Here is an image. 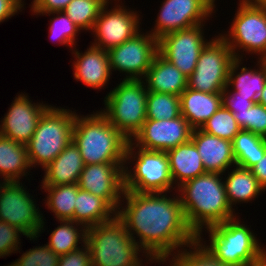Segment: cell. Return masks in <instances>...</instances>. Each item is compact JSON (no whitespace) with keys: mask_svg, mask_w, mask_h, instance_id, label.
Listing matches in <instances>:
<instances>
[{"mask_svg":"<svg viewBox=\"0 0 266 266\" xmlns=\"http://www.w3.org/2000/svg\"><path fill=\"white\" fill-rule=\"evenodd\" d=\"M121 203L117 217L143 252L160 263L197 238L186 223L179 194L171 198L166 192L124 190Z\"/></svg>","mask_w":266,"mask_h":266,"instance_id":"6da1fadb","label":"cell"},{"mask_svg":"<svg viewBox=\"0 0 266 266\" xmlns=\"http://www.w3.org/2000/svg\"><path fill=\"white\" fill-rule=\"evenodd\" d=\"M222 179L220 173L206 172L175 189L186 223L196 236L203 235V229L236 217L235 209L227 200Z\"/></svg>","mask_w":266,"mask_h":266,"instance_id":"7a4b0ae2","label":"cell"},{"mask_svg":"<svg viewBox=\"0 0 266 266\" xmlns=\"http://www.w3.org/2000/svg\"><path fill=\"white\" fill-rule=\"evenodd\" d=\"M73 141L84 165L125 163L129 140L100 111L86 116L76 113Z\"/></svg>","mask_w":266,"mask_h":266,"instance_id":"3957f363","label":"cell"},{"mask_svg":"<svg viewBox=\"0 0 266 266\" xmlns=\"http://www.w3.org/2000/svg\"><path fill=\"white\" fill-rule=\"evenodd\" d=\"M239 217L207 228L209 244L197 239L222 263L232 266H266V249ZM242 222V223H241ZM244 223V224H243Z\"/></svg>","mask_w":266,"mask_h":266,"instance_id":"277c9868","label":"cell"},{"mask_svg":"<svg viewBox=\"0 0 266 266\" xmlns=\"http://www.w3.org/2000/svg\"><path fill=\"white\" fill-rule=\"evenodd\" d=\"M86 244L92 266H141L140 253L148 259L147 264L151 261L161 264L143 252L117 216L109 222L87 228Z\"/></svg>","mask_w":266,"mask_h":266,"instance_id":"5b68a950","label":"cell"},{"mask_svg":"<svg viewBox=\"0 0 266 266\" xmlns=\"http://www.w3.org/2000/svg\"><path fill=\"white\" fill-rule=\"evenodd\" d=\"M76 112L51 106L40 118L38 126L26 144L31 167L44 169L73 140Z\"/></svg>","mask_w":266,"mask_h":266,"instance_id":"8992f818","label":"cell"},{"mask_svg":"<svg viewBox=\"0 0 266 266\" xmlns=\"http://www.w3.org/2000/svg\"><path fill=\"white\" fill-rule=\"evenodd\" d=\"M130 162L134 165L132 170L127 166ZM173 186L167 153L142 149L129 140L125 156L124 190L170 193L176 188Z\"/></svg>","mask_w":266,"mask_h":266,"instance_id":"52a82bcc","label":"cell"},{"mask_svg":"<svg viewBox=\"0 0 266 266\" xmlns=\"http://www.w3.org/2000/svg\"><path fill=\"white\" fill-rule=\"evenodd\" d=\"M147 94L143 79H123L105 96V108L100 112L128 140H132L146 121Z\"/></svg>","mask_w":266,"mask_h":266,"instance_id":"ba28073f","label":"cell"},{"mask_svg":"<svg viewBox=\"0 0 266 266\" xmlns=\"http://www.w3.org/2000/svg\"><path fill=\"white\" fill-rule=\"evenodd\" d=\"M238 6L230 31L218 35L228 44L236 58L243 59V54L238 53L242 50L247 54L258 55L257 59L266 57V6Z\"/></svg>","mask_w":266,"mask_h":266,"instance_id":"9c48e42d","label":"cell"},{"mask_svg":"<svg viewBox=\"0 0 266 266\" xmlns=\"http://www.w3.org/2000/svg\"><path fill=\"white\" fill-rule=\"evenodd\" d=\"M23 185L20 181L0 183V221L18 228L30 240H37L45 230V218Z\"/></svg>","mask_w":266,"mask_h":266,"instance_id":"30bf717a","label":"cell"},{"mask_svg":"<svg viewBox=\"0 0 266 266\" xmlns=\"http://www.w3.org/2000/svg\"><path fill=\"white\" fill-rule=\"evenodd\" d=\"M200 53L187 88L205 93H221L227 87L229 70L236 59L228 44L218 35Z\"/></svg>","mask_w":266,"mask_h":266,"instance_id":"8fae6325","label":"cell"},{"mask_svg":"<svg viewBox=\"0 0 266 266\" xmlns=\"http://www.w3.org/2000/svg\"><path fill=\"white\" fill-rule=\"evenodd\" d=\"M215 8V0H164L154 29L148 32L158 40L165 34L205 24Z\"/></svg>","mask_w":266,"mask_h":266,"instance_id":"7c38bea8","label":"cell"},{"mask_svg":"<svg viewBox=\"0 0 266 266\" xmlns=\"http://www.w3.org/2000/svg\"><path fill=\"white\" fill-rule=\"evenodd\" d=\"M158 54V40L149 32L134 37L108 51L111 72L125 73L126 80H142Z\"/></svg>","mask_w":266,"mask_h":266,"instance_id":"4fadbf2b","label":"cell"},{"mask_svg":"<svg viewBox=\"0 0 266 266\" xmlns=\"http://www.w3.org/2000/svg\"><path fill=\"white\" fill-rule=\"evenodd\" d=\"M109 4L110 1L102 7L92 30L95 39L91 45L105 51L121 45L141 31L137 11L126 8L122 1L116 3L113 9H108Z\"/></svg>","mask_w":266,"mask_h":266,"instance_id":"5bb4252c","label":"cell"},{"mask_svg":"<svg viewBox=\"0 0 266 266\" xmlns=\"http://www.w3.org/2000/svg\"><path fill=\"white\" fill-rule=\"evenodd\" d=\"M204 24L174 31L158 39V53L186 77L196 68L200 53L211 41L204 37Z\"/></svg>","mask_w":266,"mask_h":266,"instance_id":"9a60e30c","label":"cell"},{"mask_svg":"<svg viewBox=\"0 0 266 266\" xmlns=\"http://www.w3.org/2000/svg\"><path fill=\"white\" fill-rule=\"evenodd\" d=\"M124 167L125 163L84 165L78 187L104 198L118 211L124 193Z\"/></svg>","mask_w":266,"mask_h":266,"instance_id":"2e32d148","label":"cell"},{"mask_svg":"<svg viewBox=\"0 0 266 266\" xmlns=\"http://www.w3.org/2000/svg\"><path fill=\"white\" fill-rule=\"evenodd\" d=\"M193 128L180 115L172 120L146 119L142 129L131 140L145 150L167 152L191 139Z\"/></svg>","mask_w":266,"mask_h":266,"instance_id":"e0dca14e","label":"cell"},{"mask_svg":"<svg viewBox=\"0 0 266 266\" xmlns=\"http://www.w3.org/2000/svg\"><path fill=\"white\" fill-rule=\"evenodd\" d=\"M12 102L1 120L0 135L26 145L33 136L41 116L51 105L43 102L33 103L24 93L15 96Z\"/></svg>","mask_w":266,"mask_h":266,"instance_id":"ac0fdd59","label":"cell"},{"mask_svg":"<svg viewBox=\"0 0 266 266\" xmlns=\"http://www.w3.org/2000/svg\"><path fill=\"white\" fill-rule=\"evenodd\" d=\"M72 50L75 61H73L74 79L81 81L92 89H102L112 75L108 51L93 45L80 53L75 47Z\"/></svg>","mask_w":266,"mask_h":266,"instance_id":"d6986e66","label":"cell"},{"mask_svg":"<svg viewBox=\"0 0 266 266\" xmlns=\"http://www.w3.org/2000/svg\"><path fill=\"white\" fill-rule=\"evenodd\" d=\"M191 140L201 156L206 172L223 175L236 165L232 141L210 135L200 128L193 129Z\"/></svg>","mask_w":266,"mask_h":266,"instance_id":"ffe728a7","label":"cell"},{"mask_svg":"<svg viewBox=\"0 0 266 266\" xmlns=\"http://www.w3.org/2000/svg\"><path fill=\"white\" fill-rule=\"evenodd\" d=\"M84 162L78 146L72 140L66 148L43 170L40 186L78 184Z\"/></svg>","mask_w":266,"mask_h":266,"instance_id":"44dd1931","label":"cell"},{"mask_svg":"<svg viewBox=\"0 0 266 266\" xmlns=\"http://www.w3.org/2000/svg\"><path fill=\"white\" fill-rule=\"evenodd\" d=\"M143 79L147 91L180 96L187 88L188 77L158 53Z\"/></svg>","mask_w":266,"mask_h":266,"instance_id":"7402d4cb","label":"cell"},{"mask_svg":"<svg viewBox=\"0 0 266 266\" xmlns=\"http://www.w3.org/2000/svg\"><path fill=\"white\" fill-rule=\"evenodd\" d=\"M221 106V93H205L186 88L180 95L181 115L193 129L201 128Z\"/></svg>","mask_w":266,"mask_h":266,"instance_id":"603a6c76","label":"cell"},{"mask_svg":"<svg viewBox=\"0 0 266 266\" xmlns=\"http://www.w3.org/2000/svg\"><path fill=\"white\" fill-rule=\"evenodd\" d=\"M166 153L175 187L206 173L201 156L191 139Z\"/></svg>","mask_w":266,"mask_h":266,"instance_id":"cb8c5ba5","label":"cell"},{"mask_svg":"<svg viewBox=\"0 0 266 266\" xmlns=\"http://www.w3.org/2000/svg\"><path fill=\"white\" fill-rule=\"evenodd\" d=\"M241 61L242 59L239 58L233 61L229 70L227 87H231L232 91L237 92L240 96L249 97V100L257 103L258 96L266 84V67L258 59V69H249L245 66L241 68Z\"/></svg>","mask_w":266,"mask_h":266,"instance_id":"d4e9b609","label":"cell"},{"mask_svg":"<svg viewBox=\"0 0 266 266\" xmlns=\"http://www.w3.org/2000/svg\"><path fill=\"white\" fill-rule=\"evenodd\" d=\"M74 206V221L86 228L109 222L117 216V211L104 198L81 190L78 184Z\"/></svg>","mask_w":266,"mask_h":266,"instance_id":"484cf974","label":"cell"},{"mask_svg":"<svg viewBox=\"0 0 266 266\" xmlns=\"http://www.w3.org/2000/svg\"><path fill=\"white\" fill-rule=\"evenodd\" d=\"M31 169L26 145L0 135V176L3 182L20 181Z\"/></svg>","mask_w":266,"mask_h":266,"instance_id":"4316f807","label":"cell"},{"mask_svg":"<svg viewBox=\"0 0 266 266\" xmlns=\"http://www.w3.org/2000/svg\"><path fill=\"white\" fill-rule=\"evenodd\" d=\"M227 173L228 176L224 178V184L227 200L231 208L235 207L236 203H248L251 200H255L264 192V189L258 184L250 169L235 165Z\"/></svg>","mask_w":266,"mask_h":266,"instance_id":"83f0119b","label":"cell"},{"mask_svg":"<svg viewBox=\"0 0 266 266\" xmlns=\"http://www.w3.org/2000/svg\"><path fill=\"white\" fill-rule=\"evenodd\" d=\"M58 222H60V226L58 225L51 232L49 242L46 244L54 253L62 256L79 249L78 244L86 243L87 228L84 225L72 220Z\"/></svg>","mask_w":266,"mask_h":266,"instance_id":"f1b7e54d","label":"cell"},{"mask_svg":"<svg viewBox=\"0 0 266 266\" xmlns=\"http://www.w3.org/2000/svg\"><path fill=\"white\" fill-rule=\"evenodd\" d=\"M236 165L251 169L266 153V138L241 130L232 141Z\"/></svg>","mask_w":266,"mask_h":266,"instance_id":"f546056e","label":"cell"},{"mask_svg":"<svg viewBox=\"0 0 266 266\" xmlns=\"http://www.w3.org/2000/svg\"><path fill=\"white\" fill-rule=\"evenodd\" d=\"M47 193L45 205L60 220L74 221L77 184L42 186Z\"/></svg>","mask_w":266,"mask_h":266,"instance_id":"4dcf8cb0","label":"cell"},{"mask_svg":"<svg viewBox=\"0 0 266 266\" xmlns=\"http://www.w3.org/2000/svg\"><path fill=\"white\" fill-rule=\"evenodd\" d=\"M188 247L189 249H186L185 247L181 250L179 249L178 252L171 254L169 257H172H167L162 264L169 259L170 266H232L222 263L210 251H208L197 238L189 244L187 248Z\"/></svg>","mask_w":266,"mask_h":266,"instance_id":"1f68e13d","label":"cell"},{"mask_svg":"<svg viewBox=\"0 0 266 266\" xmlns=\"http://www.w3.org/2000/svg\"><path fill=\"white\" fill-rule=\"evenodd\" d=\"M109 0H72L64 12L81 30H93L102 7ZM111 1V0H110ZM120 0H118L119 2Z\"/></svg>","mask_w":266,"mask_h":266,"instance_id":"d6a6232c","label":"cell"},{"mask_svg":"<svg viewBox=\"0 0 266 266\" xmlns=\"http://www.w3.org/2000/svg\"><path fill=\"white\" fill-rule=\"evenodd\" d=\"M180 115V96L148 91L146 119L172 120Z\"/></svg>","mask_w":266,"mask_h":266,"instance_id":"836d02e7","label":"cell"},{"mask_svg":"<svg viewBox=\"0 0 266 266\" xmlns=\"http://www.w3.org/2000/svg\"><path fill=\"white\" fill-rule=\"evenodd\" d=\"M202 131L230 141L241 131L232 112L221 106L200 128Z\"/></svg>","mask_w":266,"mask_h":266,"instance_id":"e575fe53","label":"cell"},{"mask_svg":"<svg viewBox=\"0 0 266 266\" xmlns=\"http://www.w3.org/2000/svg\"><path fill=\"white\" fill-rule=\"evenodd\" d=\"M51 14L56 17H52L50 20V38L57 40L58 44L68 46L70 48L76 47V37L80 29L72 22L64 11L51 12L42 14L43 16ZM53 40V41H54Z\"/></svg>","mask_w":266,"mask_h":266,"instance_id":"d590c367","label":"cell"},{"mask_svg":"<svg viewBox=\"0 0 266 266\" xmlns=\"http://www.w3.org/2000/svg\"><path fill=\"white\" fill-rule=\"evenodd\" d=\"M241 130L250 131L266 138V107L254 103L244 112H232Z\"/></svg>","mask_w":266,"mask_h":266,"instance_id":"8d00e7d4","label":"cell"},{"mask_svg":"<svg viewBox=\"0 0 266 266\" xmlns=\"http://www.w3.org/2000/svg\"><path fill=\"white\" fill-rule=\"evenodd\" d=\"M59 258L60 256L45 244L29 249L7 266H58Z\"/></svg>","mask_w":266,"mask_h":266,"instance_id":"74e56055","label":"cell"},{"mask_svg":"<svg viewBox=\"0 0 266 266\" xmlns=\"http://www.w3.org/2000/svg\"><path fill=\"white\" fill-rule=\"evenodd\" d=\"M20 235L25 234L18 228L9 225L4 221H0V258L9 256L12 253L20 251ZM19 245V246H18Z\"/></svg>","mask_w":266,"mask_h":266,"instance_id":"f35d334b","label":"cell"},{"mask_svg":"<svg viewBox=\"0 0 266 266\" xmlns=\"http://www.w3.org/2000/svg\"><path fill=\"white\" fill-rule=\"evenodd\" d=\"M221 94L222 106L231 112H244L254 104L249 97L240 96L235 91L232 92L230 87H226Z\"/></svg>","mask_w":266,"mask_h":266,"instance_id":"ab89813d","label":"cell"},{"mask_svg":"<svg viewBox=\"0 0 266 266\" xmlns=\"http://www.w3.org/2000/svg\"><path fill=\"white\" fill-rule=\"evenodd\" d=\"M58 266H92L87 244L83 243L81 248L60 256Z\"/></svg>","mask_w":266,"mask_h":266,"instance_id":"60d3db41","label":"cell"},{"mask_svg":"<svg viewBox=\"0 0 266 266\" xmlns=\"http://www.w3.org/2000/svg\"><path fill=\"white\" fill-rule=\"evenodd\" d=\"M72 0H33L31 11L34 15L64 11Z\"/></svg>","mask_w":266,"mask_h":266,"instance_id":"b9f144b4","label":"cell"},{"mask_svg":"<svg viewBox=\"0 0 266 266\" xmlns=\"http://www.w3.org/2000/svg\"><path fill=\"white\" fill-rule=\"evenodd\" d=\"M22 7L24 8L23 0H0V23L21 12Z\"/></svg>","mask_w":266,"mask_h":266,"instance_id":"7bdbcfd3","label":"cell"},{"mask_svg":"<svg viewBox=\"0 0 266 266\" xmlns=\"http://www.w3.org/2000/svg\"><path fill=\"white\" fill-rule=\"evenodd\" d=\"M256 177L258 184L266 190V153L259 161L250 169Z\"/></svg>","mask_w":266,"mask_h":266,"instance_id":"ee69618b","label":"cell"},{"mask_svg":"<svg viewBox=\"0 0 266 266\" xmlns=\"http://www.w3.org/2000/svg\"><path fill=\"white\" fill-rule=\"evenodd\" d=\"M239 4L266 6V0H240Z\"/></svg>","mask_w":266,"mask_h":266,"instance_id":"f6af8a7d","label":"cell"},{"mask_svg":"<svg viewBox=\"0 0 266 266\" xmlns=\"http://www.w3.org/2000/svg\"><path fill=\"white\" fill-rule=\"evenodd\" d=\"M257 103L266 107V84L263 90L261 91V94L258 96Z\"/></svg>","mask_w":266,"mask_h":266,"instance_id":"bcb514c9","label":"cell"},{"mask_svg":"<svg viewBox=\"0 0 266 266\" xmlns=\"http://www.w3.org/2000/svg\"><path fill=\"white\" fill-rule=\"evenodd\" d=\"M262 61V63L264 64V66L266 67V57H263L260 59Z\"/></svg>","mask_w":266,"mask_h":266,"instance_id":"7dc6e473","label":"cell"}]
</instances>
